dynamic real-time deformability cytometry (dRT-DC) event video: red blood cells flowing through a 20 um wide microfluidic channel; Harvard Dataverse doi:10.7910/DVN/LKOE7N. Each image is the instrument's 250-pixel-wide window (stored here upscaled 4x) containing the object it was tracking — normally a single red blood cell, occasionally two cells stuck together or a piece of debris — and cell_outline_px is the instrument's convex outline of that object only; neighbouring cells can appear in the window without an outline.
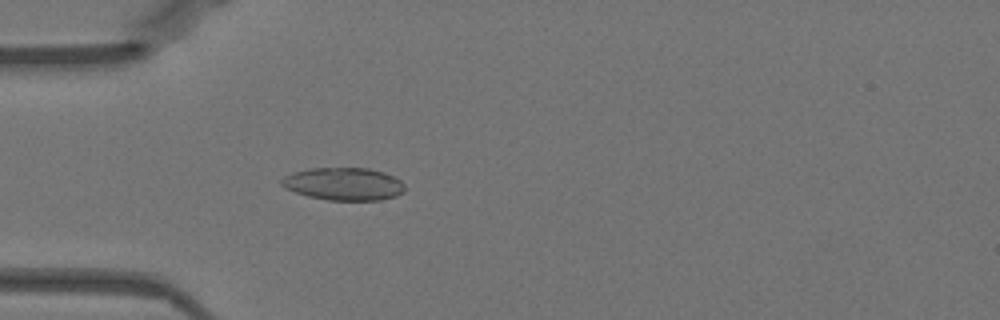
{"species": "Egyptian fruit bat (a non-hibernating species)", "species_latin": "Rousettus aegyptiacus", "temperature_condition": "warm", "stored_images_in_passage": 34, "camera_frame_rate_fps": 3000, "um_per_image_px": 0.085, "animal": {"sex": "female"}, "frame": {"image": 1, "passage_image": 5, "time_ms": 1.333, "image_size_px": [1000, 320], "cell_outline_px": [[404, 192], [396, 196], [380, 200], [328, 200], [308, 196], [284, 188], [280, 184], [280, 180], [284, 176], [292, 172], [308, 168], [368, 168], [384, 172], [400, 180], [404, 184]], "centroid_in_image_um": [29.19, 15.63], "position_along_channel_um": 55.8, "area_um2": 23.58}}
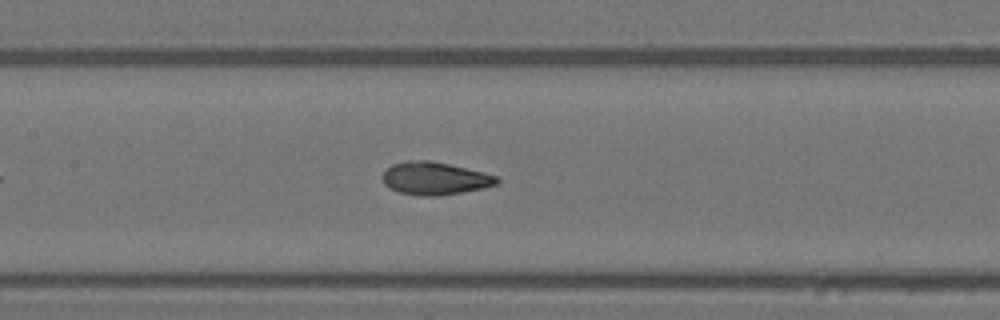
{"frame": {"image": 2, "passage_image": 14, "time_ms": 4.333, "image_size_px": [1000, 320], "cell_outline_px": [[500, 184], [460, 192], [436, 196], [420, 196], [400, 192], [388, 188], [384, 184], [380, 176], [392, 164], [404, 160], [428, 160], [448, 164], [484, 172], [496, 176], [500, 180]], "centroid_in_image_um": [36.92, 15.16], "position_along_channel_um": 170.5, "area_um2": 21.85}}
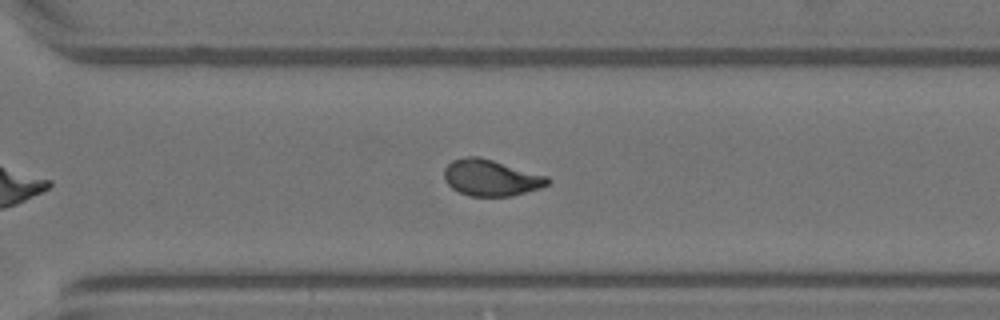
{"frame": {"image": 3, "passage_image": 26, "time_ms": 8.333, "image_size_px": [1000, 320], "cell_outline_px": [[552, 180], [548, 184], [540, 188], [512, 196], [468, 196], [452, 188], [444, 180], [444, 168], [452, 160], [468, 156], [480, 156], [548, 176]], "centroid_in_image_um": [41.73, 15.1], "position_along_channel_um": 328.9, "area_um2": 22.02}, "authors_computed_cell_mechanics": {"area_um2": 21.964, "velocity_mm_per_s": 3.9843, "shape_relaxation_time_tau1_ms": 3.5056, "shape_relaxation_time_tau2_ms": 1.372, "deformation_change_tau1": 0.1479, "deformation_change_tau2": 0.0592}}